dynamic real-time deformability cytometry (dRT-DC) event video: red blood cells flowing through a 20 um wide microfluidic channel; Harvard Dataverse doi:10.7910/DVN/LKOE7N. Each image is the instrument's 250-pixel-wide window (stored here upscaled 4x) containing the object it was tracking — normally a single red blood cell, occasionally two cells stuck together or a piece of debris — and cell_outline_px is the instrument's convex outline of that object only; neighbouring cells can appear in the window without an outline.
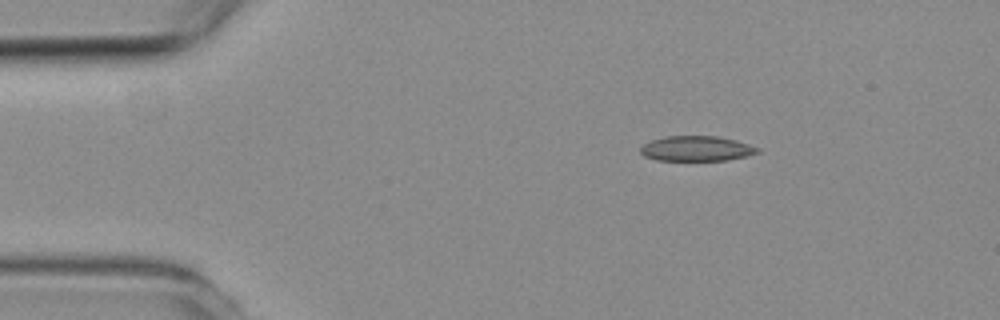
{"species": "common noctule bat (a hibernating species)", "species_latin": "Nyctalus noctula", "temperature_condition": "room temperature", "stored_images_in_passage": 4, "camera_frame_rate_fps": 3000, "um_per_image_px": 0.085, "animal": {"sex": "female", "body_mass_g": 19.3, "forearm_length_mm": 54.1}, "frame": {"image": 1, "passage_image": 1, "time_ms": 0.0, "image_size_px": [1000, 320], "cell_outline_px": [[760, 152], [728, 160], [656, 160], [644, 156], [640, 152], [640, 148], [644, 144], [652, 140], [664, 136], [716, 136], [736, 140], [760, 148]], "centroid_in_image_um": [59.19, 12.62], "position_along_channel_um": 25.8, "area_um2": 17.05}}